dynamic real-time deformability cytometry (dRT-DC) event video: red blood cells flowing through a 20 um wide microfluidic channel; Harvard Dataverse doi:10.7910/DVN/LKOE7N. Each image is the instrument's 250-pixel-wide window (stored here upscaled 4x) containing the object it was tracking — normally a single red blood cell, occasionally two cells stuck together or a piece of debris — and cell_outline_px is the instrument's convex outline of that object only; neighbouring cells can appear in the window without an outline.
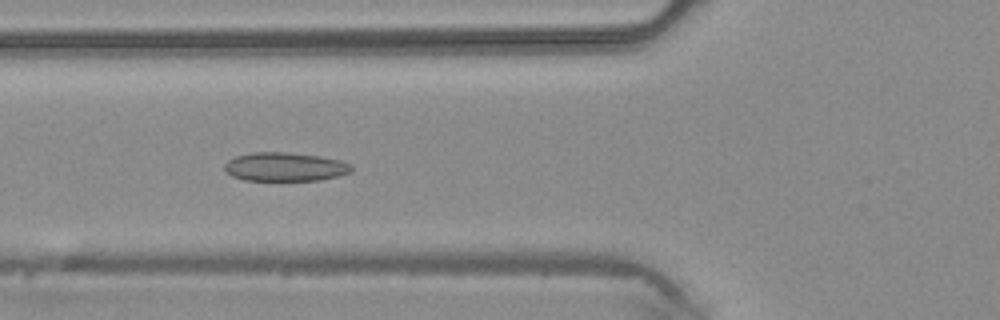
{"species": "common noctule bat (a hibernating species)", "species_latin": "Nyctalus noctula", "temperature_condition": "warm", "stored_images_in_passage": 39, "camera_frame_rate_fps": 3000, "um_per_image_px": 0.085, "animal": {"sex": "male", "body_mass_g": 20.4}, "frame": {"image": 1, "passage_image": 12, "time_ms": 3.667, "image_size_px": [1000, 320], "cell_outline_px": [[352, 172], [320, 180], [244, 180], [232, 176], [224, 168], [224, 164], [228, 160], [236, 156], [252, 152], [288, 152], [320, 156], [340, 160], [352, 164]], "centroid_in_image_um": [24.23, 14.17], "position_along_channel_um": 101.6, "area_um2": 21.27}}
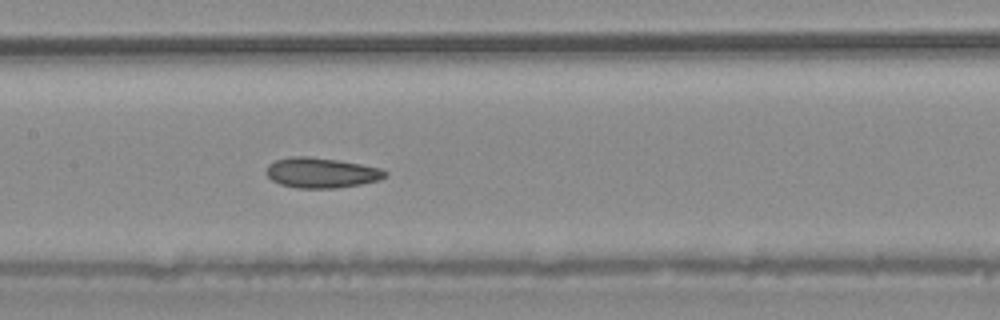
{"frame": {"image": 2, "passage_image": 17, "time_ms": 5.333, "image_size_px": [1000, 320], "cell_outline_px": [[388, 176], [380, 180], [360, 184], [336, 188], [296, 188], [280, 184], [272, 180], [264, 172], [268, 164], [276, 160], [292, 156], [308, 156], [336, 160], [360, 164], [380, 168], [388, 172]], "centroid_in_image_um": [27.3, 14.69], "position_along_channel_um": 180.1, "area_um2": 20.98}}
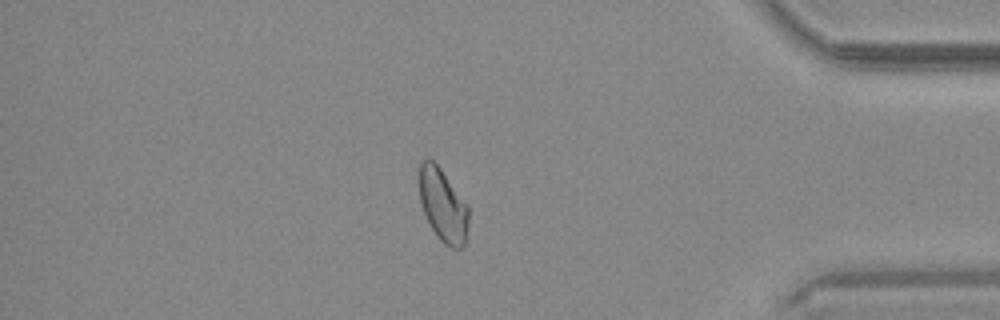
{"frame": {"image": 3, "passage_image": 33, "time_ms": 10.667, "image_size_px": [1000, 320], "cell_outline_px": [[468, 224], [464, 244], [460, 248], [452, 248], [444, 244], [436, 236], [424, 212], [420, 200], [420, 164], [424, 160], [432, 160], [440, 168], [468, 208]], "centroid_in_image_um": [37.64, 17.49], "position_along_channel_um": 397.6, "area_um2": 20.23}}